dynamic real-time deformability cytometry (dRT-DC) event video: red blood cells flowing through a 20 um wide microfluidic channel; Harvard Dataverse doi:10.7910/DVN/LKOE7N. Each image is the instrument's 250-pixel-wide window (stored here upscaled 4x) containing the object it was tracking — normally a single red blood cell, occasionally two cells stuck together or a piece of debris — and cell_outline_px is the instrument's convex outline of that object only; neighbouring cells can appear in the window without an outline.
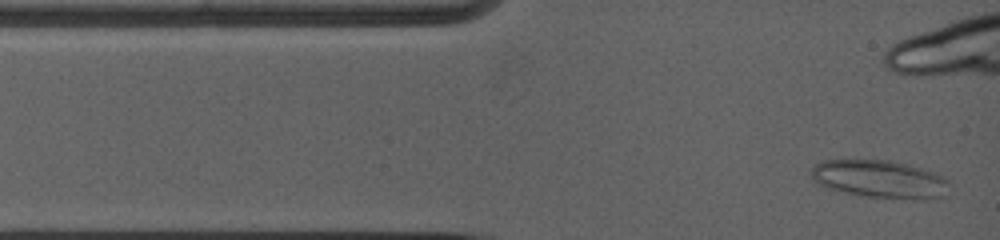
{"species": "common noctule bat (a hibernating species)", "species_latin": "Nyctalus noctula", "temperature_condition": "warm", "stored_images_in_passage": 17, "camera_frame_rate_fps": 5000, "um_per_image_px": 0.085, "animal": {"sex": "female", "body_mass_g": 19.0, "forearm_length_mm": 53.3}, "frame": {"image": 1, "passage_image": 1, "time_ms": 0.0, "image_size_px": [1000, 240], "cell_outline_px": [[948, 196], [924, 200], [868, 196], [844, 192], [824, 188], [808, 172], [816, 164], [824, 160], [888, 160], [908, 164], [944, 176], [948, 180]], "centroid_in_image_um": [74.82, 15.23], "position_along_channel_um": 10.2, "area_um2": 30.52}, "authors_computed_cell_mechanics": {"area_um2": 20.9814, "velocity_mm_per_s": 3.8296, "shape_relaxation_time_tau1_ms": 10.0718, "shape_relaxation_time_tau2_ms": 1.9782, "deformation_change_tau1": 0.2462, "deformation_change_tau2": 0.0652}}